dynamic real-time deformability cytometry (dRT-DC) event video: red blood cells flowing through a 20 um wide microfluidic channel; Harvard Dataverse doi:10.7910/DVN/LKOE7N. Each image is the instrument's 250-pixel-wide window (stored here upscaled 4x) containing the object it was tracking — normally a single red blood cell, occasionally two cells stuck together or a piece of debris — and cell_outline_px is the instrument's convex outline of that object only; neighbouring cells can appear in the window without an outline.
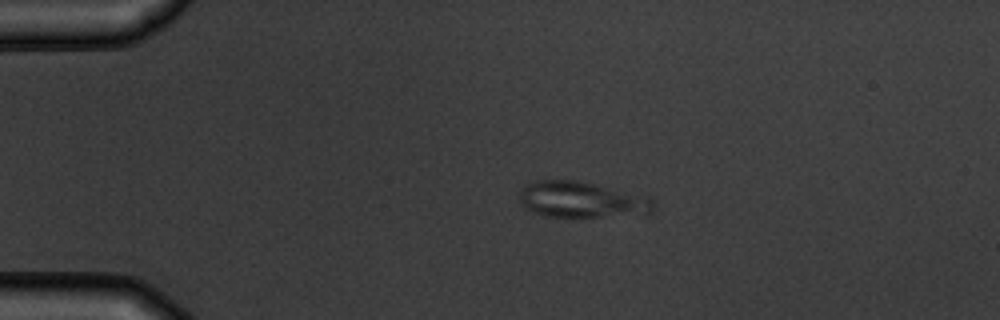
{"species": "common noctule bat (a hibernating species)", "species_latin": "Nyctalus noctula", "temperature_condition": "warm", "stored_images_in_passage": 6, "camera_frame_rate_fps": 3000, "um_per_image_px": 0.085, "animal": {"sex": "male", "body_mass_g": 19.5, "forearm_length_mm": 54.6}, "frame": {"image": 1, "passage_image": 2, "time_ms": 1.333, "image_size_px": [1000, 320], "cell_outline_px": [[656, 208], [652, 216], [544, 216], [528, 212], [524, 208], [520, 200], [520, 192], [524, 184], [536, 180], [576, 180], [592, 184], [652, 200], [656, 204]], "centroid_in_image_um": [49.41, 17.01], "position_along_channel_um": 35.6, "area_um2": 28.03}}
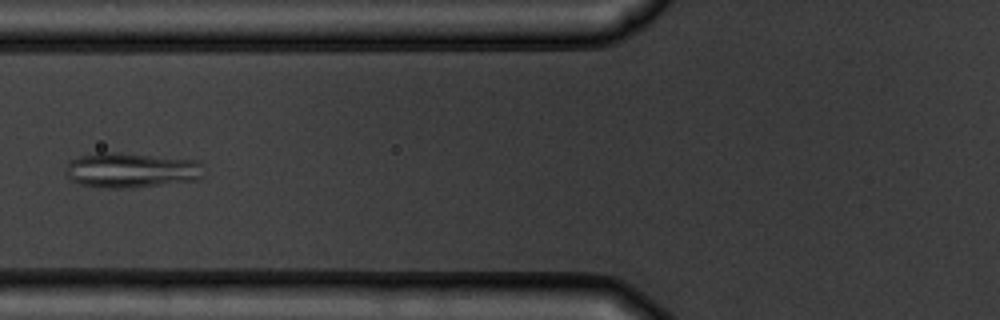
{"frame": {"image": 2, "passage_image": 5, "time_ms": 4.667, "image_size_px": [1000, 320], "cell_outline_px": [[204, 176], [196, 180], [132, 188], [108, 188], [80, 184], [72, 180], [64, 172], [64, 168], [68, 160], [80, 156], [100, 152], [120, 152], [196, 160], [200, 164]], "centroid_in_image_um": [11.11, 14.46], "position_along_channel_um": 114.7, "area_um2": 28.38}}